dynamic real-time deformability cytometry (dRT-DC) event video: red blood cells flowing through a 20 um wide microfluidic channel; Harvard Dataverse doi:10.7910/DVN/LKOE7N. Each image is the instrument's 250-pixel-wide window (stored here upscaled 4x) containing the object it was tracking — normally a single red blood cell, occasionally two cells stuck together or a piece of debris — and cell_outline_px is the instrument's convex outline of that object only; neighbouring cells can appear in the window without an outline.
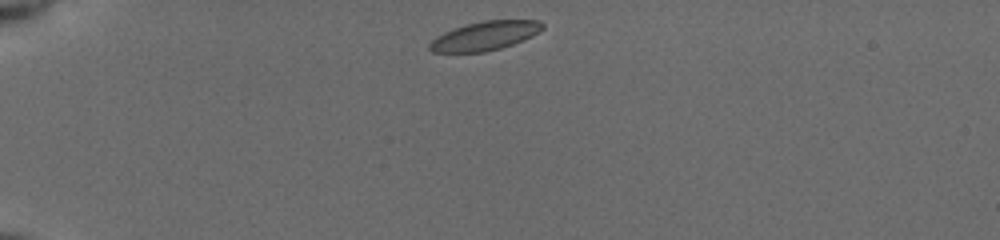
{"species": "common noctule bat (a hibernating species)", "species_latin": "Nyctalus noctula", "temperature_condition": "cold", "stored_images_in_passage": 41, "camera_frame_rate_fps": 3000, "um_per_image_px": 0.085, "animal": {"sex": "female", "body_mass_g": 19.5, "forearm_length_mm": 54.1}, "frame": {"image": 1, "passage_image": 1, "time_ms": 0.0, "image_size_px": [1000, 240], "cell_outline_px": [[544, 28], [532, 36], [512, 44], [500, 48], [484, 52], [432, 52], [428, 48], [428, 44], [436, 36], [444, 32], [468, 24], [484, 20], [540, 20], [544, 24]], "centroid_in_image_um": [41.22, 3.04], "position_along_channel_um": 43.8, "area_um2": 18.9}}
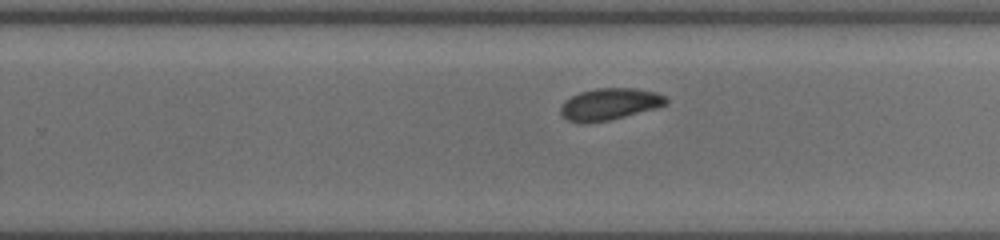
{"frame": {"image": 2, "passage_image": 23, "time_ms": 7.333, "image_size_px": [1000, 240], "cell_outline_px": [[668, 100], [664, 104], [652, 108], [608, 120], [568, 120], [560, 112], [560, 108], [564, 100], [580, 92], [596, 88], [636, 88], [656, 92], [668, 96]], "centroid_in_image_um": [51.83, 8.79], "position_along_channel_um": 278.0, "area_um2": 18.67}}
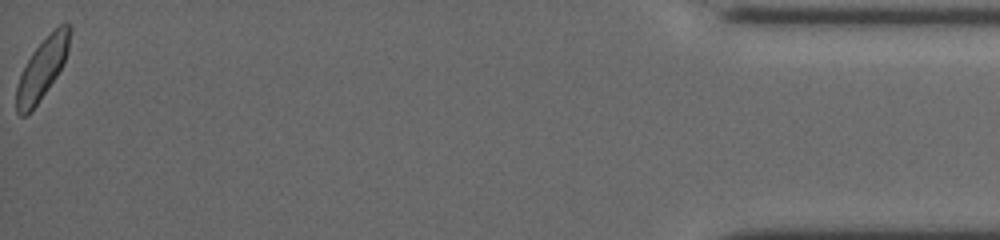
{"frame": {"image": 3, "passage_image": 41, "time_ms": 13.333, "image_size_px": [1000, 240], "cell_outline_px": [[72, 28], [68, 52], [56, 76], [36, 104], [24, 116], [20, 116], [16, 112], [16, 88], [20, 76], [32, 52], [60, 24], [72, 24]], "centroid_in_image_um": [3.59, 5.82], "position_along_channel_um": 431.6, "area_um2": 18.21}, "authors_computed_cell_mechanics": {"area_um2": 19.5364, "velocity_mm_per_s": 3.8621, "shape_relaxation_time_tau1_ms": 2.7967, "shape_relaxation_time_tau2_ms": 3.9053, "deformation_change_tau1": 0.0754, "deformation_change_tau2": 0.0774}}